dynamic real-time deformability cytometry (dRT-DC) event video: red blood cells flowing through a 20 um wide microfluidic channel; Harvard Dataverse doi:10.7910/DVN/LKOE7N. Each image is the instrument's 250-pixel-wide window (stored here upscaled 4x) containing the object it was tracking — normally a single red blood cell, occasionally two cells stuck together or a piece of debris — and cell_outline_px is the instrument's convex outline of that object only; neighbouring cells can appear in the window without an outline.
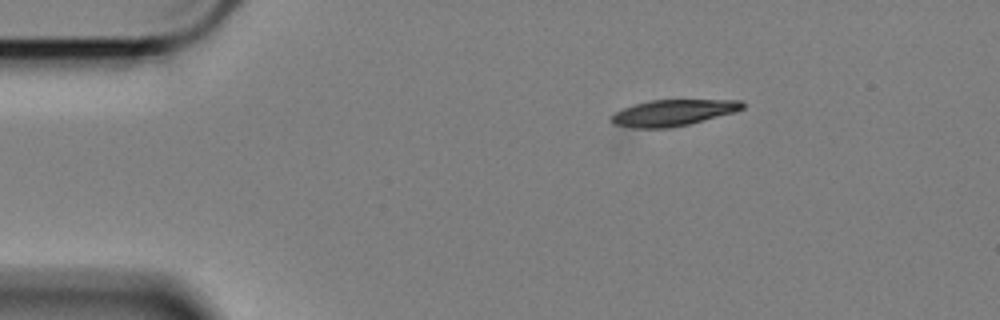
{"species": "Egyptian fruit bat (a non-hibernating species)", "species_latin": "Rousettus aegyptiacus", "temperature_condition": "cold", "stored_images_in_passage": 21, "camera_frame_rate_fps": 3000, "um_per_image_px": 0.085, "animal": {"sex": "female"}, "frame": {"image": 1, "passage_image": 1, "time_ms": 0.0, "image_size_px": [1000, 320], "cell_outline_px": [[744, 108], [736, 112], [672, 128], [624, 128], [612, 124], [608, 120], [616, 112], [624, 108], [636, 104], [652, 100], [744, 100]], "centroid_in_image_um": [57.19, 9.6], "position_along_channel_um": 27.8, "area_um2": 20.17}}
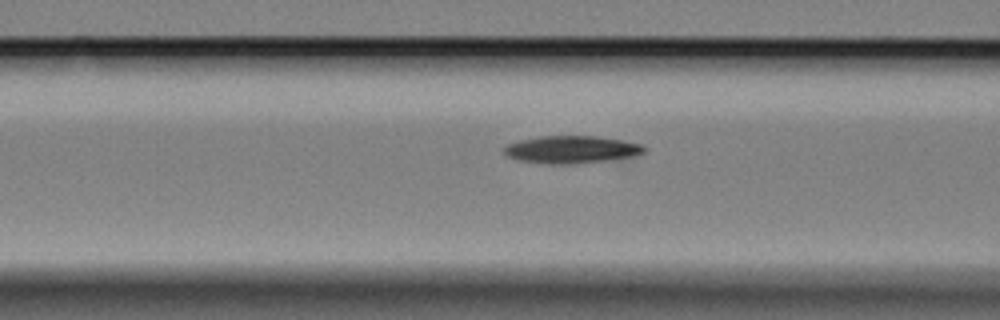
{"frame": {"image": 2, "passage_image": 14, "time_ms": 4.333, "image_size_px": [1000, 320], "cell_outline_px": [[648, 148], [644, 152], [636, 156], [620, 160], [568, 164], [548, 164], [520, 160], [508, 156], [504, 152], [504, 148], [508, 144], [520, 140], [540, 136], [596, 136], [624, 140], [640, 144]], "centroid_in_image_um": [48.67, 12.72], "position_along_channel_um": 117.9, "area_um2": 22.72}}
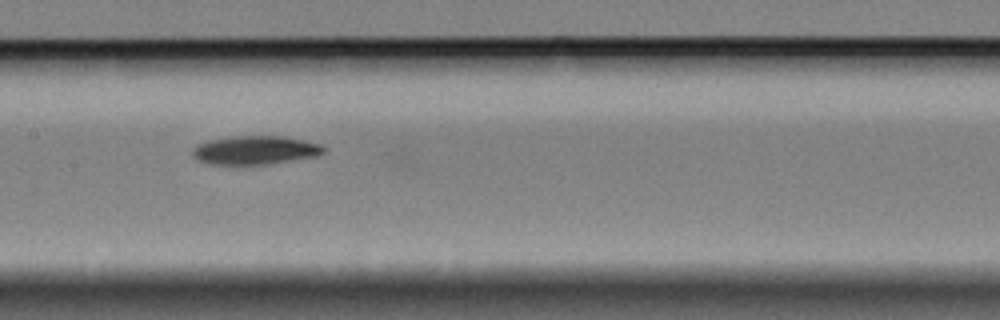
{"frame": {"image": 3, "passage_image": 20, "time_ms": 6.333, "image_size_px": [1000, 320], "cell_outline_px": [[328, 148], [324, 152], [316, 156], [244, 168], [208, 164], [196, 160], [192, 156], [192, 148], [196, 144], [208, 140], [232, 136], [284, 136], [304, 140], [320, 144]], "centroid_in_image_um": [21.61, 12.8], "position_along_channel_um": 185.8, "area_um2": 22.95}}